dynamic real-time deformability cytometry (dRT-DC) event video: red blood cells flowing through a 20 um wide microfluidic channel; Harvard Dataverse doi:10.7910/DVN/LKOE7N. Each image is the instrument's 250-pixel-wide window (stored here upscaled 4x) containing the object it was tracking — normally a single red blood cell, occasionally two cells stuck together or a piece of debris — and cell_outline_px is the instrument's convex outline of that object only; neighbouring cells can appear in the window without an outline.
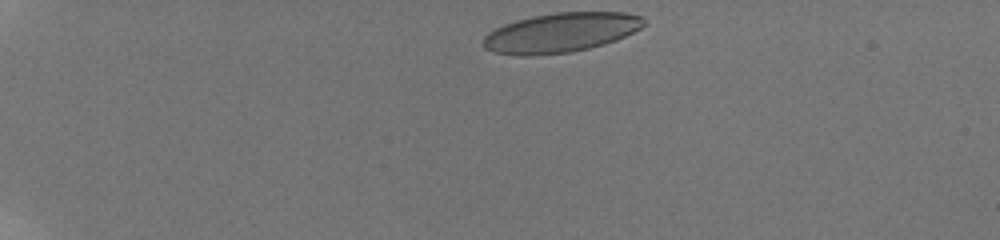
{"species": "human", "species_latin": "Homo sapiens", "temperature_condition": "room temperature", "stored_images_in_passage": 39, "camera_frame_rate_fps": 3000, "um_per_image_px": 0.085, "donor": {"sex": "male"}, "frame": {"image": 1, "passage_image": 1, "time_ms": 0.0, "image_size_px": [1000, 240], "cell_outline_px": [[644, 24], [640, 28], [616, 40], [604, 44], [588, 48], [568, 52], [528, 56], [524, 56], [496, 52], [484, 48], [480, 44], [484, 36], [488, 32], [504, 24], [516, 20], [556, 12], [624, 12], [644, 16]], "centroid_in_image_um": [47.65, 2.77], "position_along_channel_um": 37.4, "area_um2": 36.82}}
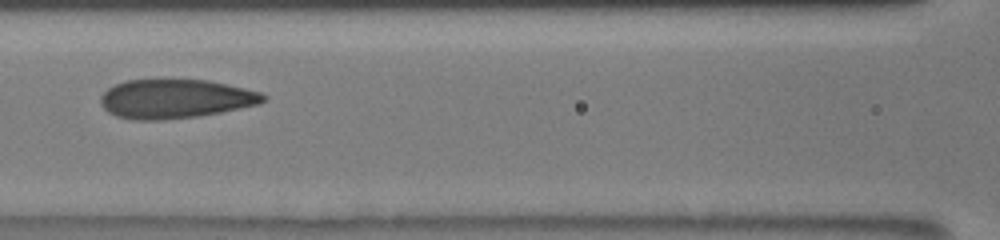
{"frame": {"image": 2, "passage_image": 18, "time_ms": 5.333, "image_size_px": [1000, 240], "cell_outline_px": [[268, 96], [260, 104], [220, 112], [196, 116], [160, 120], [132, 120], [116, 116], [108, 112], [100, 104], [100, 96], [108, 88], [116, 84], [128, 80], [208, 80], [244, 88], [260, 92]], "centroid_in_image_um": [14.88, 8.4], "position_along_channel_um": 151.7, "area_um2": 36.88}}
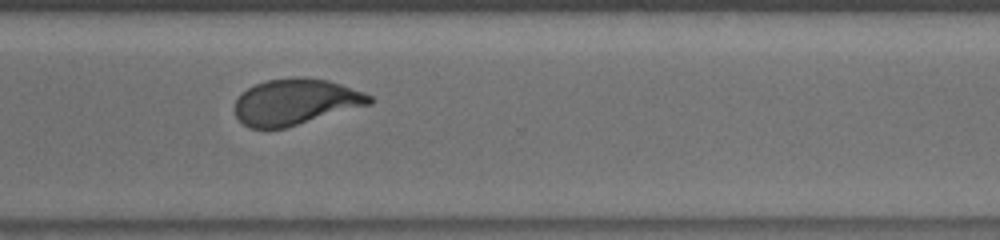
{"frame": {"image": 3, "passage_image": 38, "time_ms": 10.333, "image_size_px": [1000, 240], "cell_outline_px": [[372, 104], [284, 128], [248, 128], [236, 116], [236, 100], [248, 88], [264, 80], [292, 76], [300, 76], [328, 80], [364, 92], [372, 96]], "centroid_in_image_um": [25.14, 8.64], "position_along_channel_um": 345.5, "area_um2": 36.01}}